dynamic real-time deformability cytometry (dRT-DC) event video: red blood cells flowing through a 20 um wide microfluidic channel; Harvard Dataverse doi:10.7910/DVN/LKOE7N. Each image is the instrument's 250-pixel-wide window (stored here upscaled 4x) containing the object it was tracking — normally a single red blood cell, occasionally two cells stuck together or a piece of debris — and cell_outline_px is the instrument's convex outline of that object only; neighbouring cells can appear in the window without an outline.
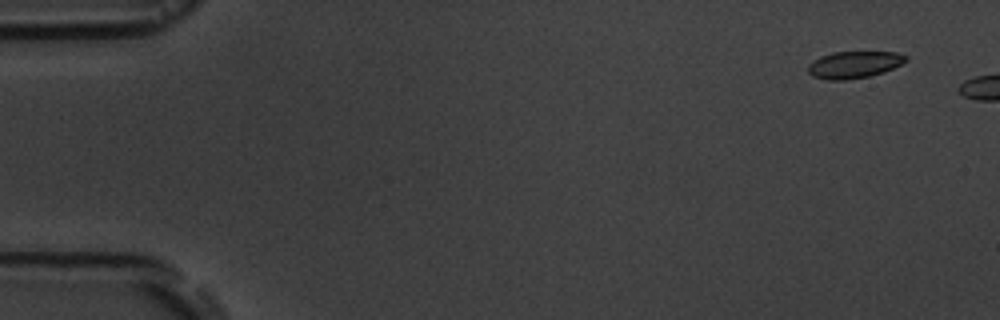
{"species": "common noctule bat (a hibernating species)", "species_latin": "Nyctalus noctula", "temperature_condition": "room temperature", "stored_images_in_passage": 2, "camera_frame_rate_fps": 3000, "um_per_image_px": 0.085, "animal": {"sex": "male", "body_mass_g": 19.5, "forearm_length_mm": 54.6}, "frame": {"image": 1, "passage_image": 1, "time_ms": 0.0, "image_size_px": [1000, 320], "cell_outline_px": [[908, 60], [884, 72], [868, 76], [844, 80], [828, 80], [812, 76], [808, 72], [808, 64], [812, 60], [820, 56], [832, 52], [896, 52], [908, 56]], "centroid_in_image_um": [72.57, 5.49], "position_along_channel_um": 12.4, "area_um2": 15.37}}